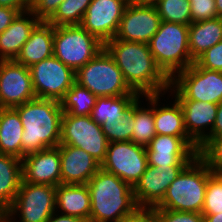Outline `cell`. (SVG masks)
Masks as SVG:
<instances>
[{
	"label": "cell",
	"instance_id": "1",
	"mask_svg": "<svg viewBox=\"0 0 222 222\" xmlns=\"http://www.w3.org/2000/svg\"><path fill=\"white\" fill-rule=\"evenodd\" d=\"M104 48L113 57L129 87L138 95L167 93L171 79L157 65L148 44L111 39Z\"/></svg>",
	"mask_w": 222,
	"mask_h": 222
},
{
	"label": "cell",
	"instance_id": "2",
	"mask_svg": "<svg viewBox=\"0 0 222 222\" xmlns=\"http://www.w3.org/2000/svg\"><path fill=\"white\" fill-rule=\"evenodd\" d=\"M22 126V159L24 156L60 145L63 110L60 101L40 99L15 107Z\"/></svg>",
	"mask_w": 222,
	"mask_h": 222
},
{
	"label": "cell",
	"instance_id": "3",
	"mask_svg": "<svg viewBox=\"0 0 222 222\" xmlns=\"http://www.w3.org/2000/svg\"><path fill=\"white\" fill-rule=\"evenodd\" d=\"M90 222H119L137 207L133 187L102 168L89 180Z\"/></svg>",
	"mask_w": 222,
	"mask_h": 222
},
{
	"label": "cell",
	"instance_id": "4",
	"mask_svg": "<svg viewBox=\"0 0 222 222\" xmlns=\"http://www.w3.org/2000/svg\"><path fill=\"white\" fill-rule=\"evenodd\" d=\"M212 172L208 160L202 154L197 155L170 184L155 209L202 213L207 181Z\"/></svg>",
	"mask_w": 222,
	"mask_h": 222
},
{
	"label": "cell",
	"instance_id": "5",
	"mask_svg": "<svg viewBox=\"0 0 222 222\" xmlns=\"http://www.w3.org/2000/svg\"><path fill=\"white\" fill-rule=\"evenodd\" d=\"M188 32L189 25L162 21L148 43L157 65L170 79L195 62L190 55Z\"/></svg>",
	"mask_w": 222,
	"mask_h": 222
},
{
	"label": "cell",
	"instance_id": "6",
	"mask_svg": "<svg viewBox=\"0 0 222 222\" xmlns=\"http://www.w3.org/2000/svg\"><path fill=\"white\" fill-rule=\"evenodd\" d=\"M75 73L76 83L96 97L138 95L126 83L122 71L105 48Z\"/></svg>",
	"mask_w": 222,
	"mask_h": 222
},
{
	"label": "cell",
	"instance_id": "7",
	"mask_svg": "<svg viewBox=\"0 0 222 222\" xmlns=\"http://www.w3.org/2000/svg\"><path fill=\"white\" fill-rule=\"evenodd\" d=\"M103 48L104 43L81 25L54 26L53 55L74 72Z\"/></svg>",
	"mask_w": 222,
	"mask_h": 222
},
{
	"label": "cell",
	"instance_id": "8",
	"mask_svg": "<svg viewBox=\"0 0 222 222\" xmlns=\"http://www.w3.org/2000/svg\"><path fill=\"white\" fill-rule=\"evenodd\" d=\"M55 199L56 187L22 180L15 200L2 218L6 222H47L56 211Z\"/></svg>",
	"mask_w": 222,
	"mask_h": 222
},
{
	"label": "cell",
	"instance_id": "9",
	"mask_svg": "<svg viewBox=\"0 0 222 222\" xmlns=\"http://www.w3.org/2000/svg\"><path fill=\"white\" fill-rule=\"evenodd\" d=\"M168 92L177 100L219 104L222 102V72L201 68L194 62L171 79Z\"/></svg>",
	"mask_w": 222,
	"mask_h": 222
},
{
	"label": "cell",
	"instance_id": "10",
	"mask_svg": "<svg viewBox=\"0 0 222 222\" xmlns=\"http://www.w3.org/2000/svg\"><path fill=\"white\" fill-rule=\"evenodd\" d=\"M109 141L91 116H74L63 113L60 145L83 149L100 164L105 160Z\"/></svg>",
	"mask_w": 222,
	"mask_h": 222
},
{
	"label": "cell",
	"instance_id": "11",
	"mask_svg": "<svg viewBox=\"0 0 222 222\" xmlns=\"http://www.w3.org/2000/svg\"><path fill=\"white\" fill-rule=\"evenodd\" d=\"M148 166L146 147L132 141H117L108 144L101 168L118 176L132 187L140 180Z\"/></svg>",
	"mask_w": 222,
	"mask_h": 222
},
{
	"label": "cell",
	"instance_id": "12",
	"mask_svg": "<svg viewBox=\"0 0 222 222\" xmlns=\"http://www.w3.org/2000/svg\"><path fill=\"white\" fill-rule=\"evenodd\" d=\"M29 70L36 98L60 101L76 82V73L54 55Z\"/></svg>",
	"mask_w": 222,
	"mask_h": 222
},
{
	"label": "cell",
	"instance_id": "13",
	"mask_svg": "<svg viewBox=\"0 0 222 222\" xmlns=\"http://www.w3.org/2000/svg\"><path fill=\"white\" fill-rule=\"evenodd\" d=\"M161 22L152 2L131 0L124 11L114 38L148 44L158 31Z\"/></svg>",
	"mask_w": 222,
	"mask_h": 222
},
{
	"label": "cell",
	"instance_id": "14",
	"mask_svg": "<svg viewBox=\"0 0 222 222\" xmlns=\"http://www.w3.org/2000/svg\"><path fill=\"white\" fill-rule=\"evenodd\" d=\"M131 0H92L81 26L102 43L113 39L124 11Z\"/></svg>",
	"mask_w": 222,
	"mask_h": 222
},
{
	"label": "cell",
	"instance_id": "15",
	"mask_svg": "<svg viewBox=\"0 0 222 222\" xmlns=\"http://www.w3.org/2000/svg\"><path fill=\"white\" fill-rule=\"evenodd\" d=\"M36 98L29 68L15 60H0V105L15 108Z\"/></svg>",
	"mask_w": 222,
	"mask_h": 222
},
{
	"label": "cell",
	"instance_id": "16",
	"mask_svg": "<svg viewBox=\"0 0 222 222\" xmlns=\"http://www.w3.org/2000/svg\"><path fill=\"white\" fill-rule=\"evenodd\" d=\"M186 165H148L134 185V199L138 207H156L164 198L168 187Z\"/></svg>",
	"mask_w": 222,
	"mask_h": 222
},
{
	"label": "cell",
	"instance_id": "17",
	"mask_svg": "<svg viewBox=\"0 0 222 222\" xmlns=\"http://www.w3.org/2000/svg\"><path fill=\"white\" fill-rule=\"evenodd\" d=\"M181 105L188 137L203 154L210 147V133L217 116L218 104L196 100H178Z\"/></svg>",
	"mask_w": 222,
	"mask_h": 222
},
{
	"label": "cell",
	"instance_id": "18",
	"mask_svg": "<svg viewBox=\"0 0 222 222\" xmlns=\"http://www.w3.org/2000/svg\"><path fill=\"white\" fill-rule=\"evenodd\" d=\"M60 145L28 154L22 159V180L33 184H61Z\"/></svg>",
	"mask_w": 222,
	"mask_h": 222
},
{
	"label": "cell",
	"instance_id": "19",
	"mask_svg": "<svg viewBox=\"0 0 222 222\" xmlns=\"http://www.w3.org/2000/svg\"><path fill=\"white\" fill-rule=\"evenodd\" d=\"M148 165H187L199 155L183 138L156 135L146 146Z\"/></svg>",
	"mask_w": 222,
	"mask_h": 222
},
{
	"label": "cell",
	"instance_id": "20",
	"mask_svg": "<svg viewBox=\"0 0 222 222\" xmlns=\"http://www.w3.org/2000/svg\"><path fill=\"white\" fill-rule=\"evenodd\" d=\"M61 184H87L101 164L83 149L60 145Z\"/></svg>",
	"mask_w": 222,
	"mask_h": 222
},
{
	"label": "cell",
	"instance_id": "21",
	"mask_svg": "<svg viewBox=\"0 0 222 222\" xmlns=\"http://www.w3.org/2000/svg\"><path fill=\"white\" fill-rule=\"evenodd\" d=\"M165 94H153V114L156 134L181 137L199 154V147L188 137L180 103L174 96L171 97L173 101L170 104L167 103L166 105L162 103L160 97L163 98Z\"/></svg>",
	"mask_w": 222,
	"mask_h": 222
},
{
	"label": "cell",
	"instance_id": "22",
	"mask_svg": "<svg viewBox=\"0 0 222 222\" xmlns=\"http://www.w3.org/2000/svg\"><path fill=\"white\" fill-rule=\"evenodd\" d=\"M40 22L30 10L19 13L0 34V60H15Z\"/></svg>",
	"mask_w": 222,
	"mask_h": 222
},
{
	"label": "cell",
	"instance_id": "23",
	"mask_svg": "<svg viewBox=\"0 0 222 222\" xmlns=\"http://www.w3.org/2000/svg\"><path fill=\"white\" fill-rule=\"evenodd\" d=\"M56 212L90 222L91 199L87 184L56 186Z\"/></svg>",
	"mask_w": 222,
	"mask_h": 222
},
{
	"label": "cell",
	"instance_id": "24",
	"mask_svg": "<svg viewBox=\"0 0 222 222\" xmlns=\"http://www.w3.org/2000/svg\"><path fill=\"white\" fill-rule=\"evenodd\" d=\"M54 26L41 21L31 32L15 61L27 68L53 56Z\"/></svg>",
	"mask_w": 222,
	"mask_h": 222
},
{
	"label": "cell",
	"instance_id": "25",
	"mask_svg": "<svg viewBox=\"0 0 222 222\" xmlns=\"http://www.w3.org/2000/svg\"><path fill=\"white\" fill-rule=\"evenodd\" d=\"M222 40V18L202 20L189 25L188 45L195 61L206 50Z\"/></svg>",
	"mask_w": 222,
	"mask_h": 222
},
{
	"label": "cell",
	"instance_id": "26",
	"mask_svg": "<svg viewBox=\"0 0 222 222\" xmlns=\"http://www.w3.org/2000/svg\"><path fill=\"white\" fill-rule=\"evenodd\" d=\"M22 181V160L0 153V213L13 203Z\"/></svg>",
	"mask_w": 222,
	"mask_h": 222
},
{
	"label": "cell",
	"instance_id": "27",
	"mask_svg": "<svg viewBox=\"0 0 222 222\" xmlns=\"http://www.w3.org/2000/svg\"><path fill=\"white\" fill-rule=\"evenodd\" d=\"M24 128L15 108L0 110V153L22 160V135Z\"/></svg>",
	"mask_w": 222,
	"mask_h": 222
},
{
	"label": "cell",
	"instance_id": "28",
	"mask_svg": "<svg viewBox=\"0 0 222 222\" xmlns=\"http://www.w3.org/2000/svg\"><path fill=\"white\" fill-rule=\"evenodd\" d=\"M143 98L147 107L142 106ZM142 101V102H141ZM154 114H153V94L143 95L134 102V126L132 132V142L146 147L156 136Z\"/></svg>",
	"mask_w": 222,
	"mask_h": 222
},
{
	"label": "cell",
	"instance_id": "29",
	"mask_svg": "<svg viewBox=\"0 0 222 222\" xmlns=\"http://www.w3.org/2000/svg\"><path fill=\"white\" fill-rule=\"evenodd\" d=\"M139 97L141 96L97 97L90 116L99 125L107 120L121 119Z\"/></svg>",
	"mask_w": 222,
	"mask_h": 222
},
{
	"label": "cell",
	"instance_id": "30",
	"mask_svg": "<svg viewBox=\"0 0 222 222\" xmlns=\"http://www.w3.org/2000/svg\"><path fill=\"white\" fill-rule=\"evenodd\" d=\"M97 97L87 88L74 83L60 100L63 113L74 116H89Z\"/></svg>",
	"mask_w": 222,
	"mask_h": 222
},
{
	"label": "cell",
	"instance_id": "31",
	"mask_svg": "<svg viewBox=\"0 0 222 222\" xmlns=\"http://www.w3.org/2000/svg\"><path fill=\"white\" fill-rule=\"evenodd\" d=\"M92 0H64L47 21L53 26L80 25Z\"/></svg>",
	"mask_w": 222,
	"mask_h": 222
},
{
	"label": "cell",
	"instance_id": "32",
	"mask_svg": "<svg viewBox=\"0 0 222 222\" xmlns=\"http://www.w3.org/2000/svg\"><path fill=\"white\" fill-rule=\"evenodd\" d=\"M157 9L161 21L191 24V10L189 0H154L152 2Z\"/></svg>",
	"mask_w": 222,
	"mask_h": 222
},
{
	"label": "cell",
	"instance_id": "33",
	"mask_svg": "<svg viewBox=\"0 0 222 222\" xmlns=\"http://www.w3.org/2000/svg\"><path fill=\"white\" fill-rule=\"evenodd\" d=\"M134 126V103L125 115L118 120H107L101 127L109 143L117 141H132Z\"/></svg>",
	"mask_w": 222,
	"mask_h": 222
},
{
	"label": "cell",
	"instance_id": "34",
	"mask_svg": "<svg viewBox=\"0 0 222 222\" xmlns=\"http://www.w3.org/2000/svg\"><path fill=\"white\" fill-rule=\"evenodd\" d=\"M222 212V177L212 172L207 181L202 214Z\"/></svg>",
	"mask_w": 222,
	"mask_h": 222
},
{
	"label": "cell",
	"instance_id": "35",
	"mask_svg": "<svg viewBox=\"0 0 222 222\" xmlns=\"http://www.w3.org/2000/svg\"><path fill=\"white\" fill-rule=\"evenodd\" d=\"M191 23L218 17L215 0H189Z\"/></svg>",
	"mask_w": 222,
	"mask_h": 222
},
{
	"label": "cell",
	"instance_id": "36",
	"mask_svg": "<svg viewBox=\"0 0 222 222\" xmlns=\"http://www.w3.org/2000/svg\"><path fill=\"white\" fill-rule=\"evenodd\" d=\"M195 63L201 68L222 72V40L201 54Z\"/></svg>",
	"mask_w": 222,
	"mask_h": 222
},
{
	"label": "cell",
	"instance_id": "37",
	"mask_svg": "<svg viewBox=\"0 0 222 222\" xmlns=\"http://www.w3.org/2000/svg\"><path fill=\"white\" fill-rule=\"evenodd\" d=\"M157 222H204L202 213L155 209Z\"/></svg>",
	"mask_w": 222,
	"mask_h": 222
},
{
	"label": "cell",
	"instance_id": "38",
	"mask_svg": "<svg viewBox=\"0 0 222 222\" xmlns=\"http://www.w3.org/2000/svg\"><path fill=\"white\" fill-rule=\"evenodd\" d=\"M64 0H32L30 11L40 20L47 22Z\"/></svg>",
	"mask_w": 222,
	"mask_h": 222
},
{
	"label": "cell",
	"instance_id": "39",
	"mask_svg": "<svg viewBox=\"0 0 222 222\" xmlns=\"http://www.w3.org/2000/svg\"><path fill=\"white\" fill-rule=\"evenodd\" d=\"M213 172H222V137L217 139L203 154Z\"/></svg>",
	"mask_w": 222,
	"mask_h": 222
},
{
	"label": "cell",
	"instance_id": "40",
	"mask_svg": "<svg viewBox=\"0 0 222 222\" xmlns=\"http://www.w3.org/2000/svg\"><path fill=\"white\" fill-rule=\"evenodd\" d=\"M119 222H157L155 207H137Z\"/></svg>",
	"mask_w": 222,
	"mask_h": 222
},
{
	"label": "cell",
	"instance_id": "41",
	"mask_svg": "<svg viewBox=\"0 0 222 222\" xmlns=\"http://www.w3.org/2000/svg\"><path fill=\"white\" fill-rule=\"evenodd\" d=\"M20 12L12 7L0 6V34L13 22Z\"/></svg>",
	"mask_w": 222,
	"mask_h": 222
},
{
	"label": "cell",
	"instance_id": "42",
	"mask_svg": "<svg viewBox=\"0 0 222 222\" xmlns=\"http://www.w3.org/2000/svg\"><path fill=\"white\" fill-rule=\"evenodd\" d=\"M222 137V102L218 104L217 116L210 133V146L219 138Z\"/></svg>",
	"mask_w": 222,
	"mask_h": 222
},
{
	"label": "cell",
	"instance_id": "43",
	"mask_svg": "<svg viewBox=\"0 0 222 222\" xmlns=\"http://www.w3.org/2000/svg\"><path fill=\"white\" fill-rule=\"evenodd\" d=\"M32 0H0V6L12 7L20 13L30 10Z\"/></svg>",
	"mask_w": 222,
	"mask_h": 222
},
{
	"label": "cell",
	"instance_id": "44",
	"mask_svg": "<svg viewBox=\"0 0 222 222\" xmlns=\"http://www.w3.org/2000/svg\"><path fill=\"white\" fill-rule=\"evenodd\" d=\"M47 222H88V221L70 215H63L55 211L51 215V217L47 220Z\"/></svg>",
	"mask_w": 222,
	"mask_h": 222
},
{
	"label": "cell",
	"instance_id": "45",
	"mask_svg": "<svg viewBox=\"0 0 222 222\" xmlns=\"http://www.w3.org/2000/svg\"><path fill=\"white\" fill-rule=\"evenodd\" d=\"M204 222H222V212L218 214H203Z\"/></svg>",
	"mask_w": 222,
	"mask_h": 222
},
{
	"label": "cell",
	"instance_id": "46",
	"mask_svg": "<svg viewBox=\"0 0 222 222\" xmlns=\"http://www.w3.org/2000/svg\"><path fill=\"white\" fill-rule=\"evenodd\" d=\"M218 17L222 18V0H215Z\"/></svg>",
	"mask_w": 222,
	"mask_h": 222
},
{
	"label": "cell",
	"instance_id": "47",
	"mask_svg": "<svg viewBox=\"0 0 222 222\" xmlns=\"http://www.w3.org/2000/svg\"><path fill=\"white\" fill-rule=\"evenodd\" d=\"M0 222H6V220H4L3 218H0Z\"/></svg>",
	"mask_w": 222,
	"mask_h": 222
},
{
	"label": "cell",
	"instance_id": "48",
	"mask_svg": "<svg viewBox=\"0 0 222 222\" xmlns=\"http://www.w3.org/2000/svg\"><path fill=\"white\" fill-rule=\"evenodd\" d=\"M215 173L219 174L222 177V172H215Z\"/></svg>",
	"mask_w": 222,
	"mask_h": 222
}]
</instances>
